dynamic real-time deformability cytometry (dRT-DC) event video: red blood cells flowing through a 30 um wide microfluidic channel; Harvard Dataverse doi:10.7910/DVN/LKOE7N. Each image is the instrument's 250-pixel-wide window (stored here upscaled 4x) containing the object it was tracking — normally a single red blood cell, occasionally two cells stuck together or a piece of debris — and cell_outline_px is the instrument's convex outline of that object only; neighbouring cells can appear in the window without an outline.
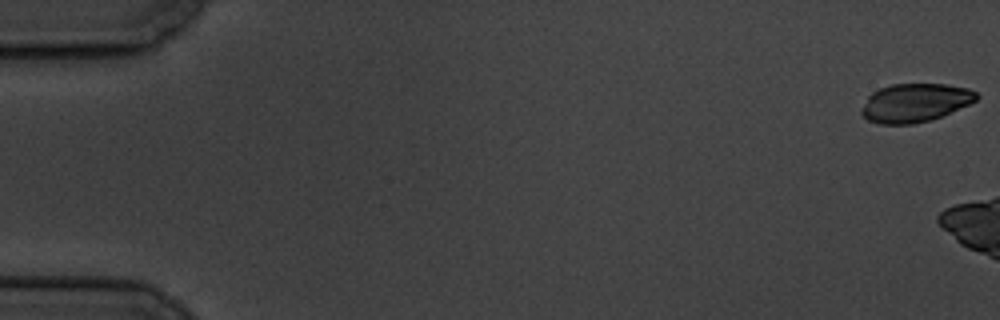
{"species": "common noctule bat (a hibernating species)", "species_latin": "Nyctalus noctula", "temperature_condition": "cold", "stored_images_in_passage": 7, "camera_frame_rate_fps": 3000, "um_per_image_px": 0.085, "animal": {"sex": "male", "body_mass_g": 19.5, "forearm_length_mm": 54.6}, "frame": {"image": 1, "passage_image": 1, "time_ms": 0.0, "image_size_px": [1000, 320], "cell_outline_px": [[980, 96], [976, 100], [968, 104], [932, 120], [912, 124], [880, 124], [868, 120], [860, 112], [860, 108], [868, 96], [872, 92], [880, 88], [892, 84], [944, 84], [968, 88], [976, 92]], "centroid_in_image_um": [77.75, 8.73], "position_along_channel_um": 7.3, "area_um2": 25.78}}